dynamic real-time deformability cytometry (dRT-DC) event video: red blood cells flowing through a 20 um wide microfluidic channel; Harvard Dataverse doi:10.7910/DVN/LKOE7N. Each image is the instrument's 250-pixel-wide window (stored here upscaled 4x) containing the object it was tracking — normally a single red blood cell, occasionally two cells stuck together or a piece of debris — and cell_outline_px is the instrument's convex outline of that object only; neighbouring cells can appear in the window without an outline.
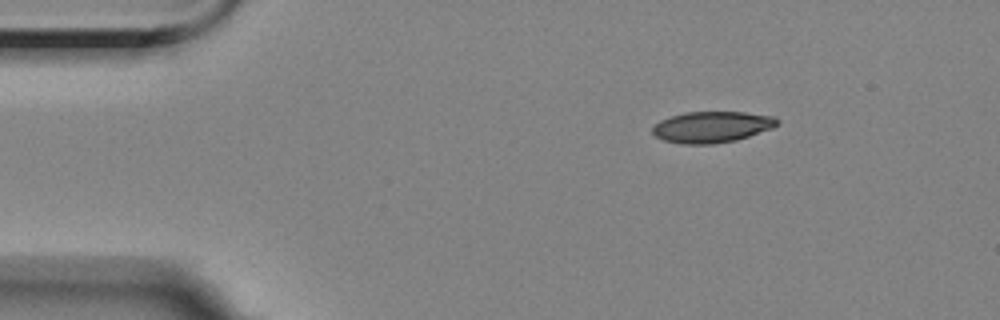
{"species": "Egyptian fruit bat (a non-hibernating species)", "species_latin": "Rousettus aegyptiacus", "temperature_condition": "room temperature", "stored_images_in_passage": 4, "camera_frame_rate_fps": 3000, "um_per_image_px": 0.085, "animal": {"sex": "female"}, "frame": {"image": 1, "passage_image": 1, "time_ms": 0.0, "image_size_px": [1000, 320], "cell_outline_px": [[780, 124], [772, 128], [736, 140], [716, 144], [684, 144], [664, 140], [656, 136], [652, 132], [652, 128], [660, 120], [684, 112], [744, 112], [776, 116], [780, 120]], "centroid_in_image_um": [60.55, 10.79], "position_along_channel_um": 24.4, "area_um2": 22.72}}
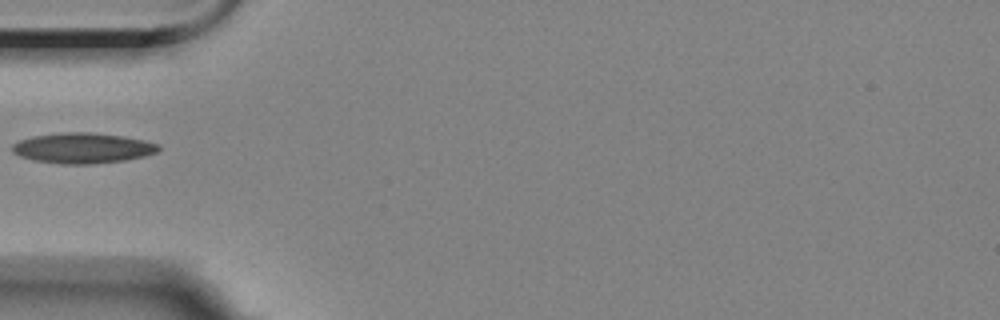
{"frame": {"image": 2, "passage_image": 4, "time_ms": 3.333, "image_size_px": [1000, 320], "cell_outline_px": [[160, 148], [156, 152], [144, 156], [124, 160], [92, 164], [60, 164], [36, 160], [20, 156], [12, 152], [12, 144], [20, 140], [32, 136], [64, 132], [92, 132], [120, 136], [144, 140], [160, 144]], "centroid_in_image_um": [7.02, 12.58], "position_along_channel_um": 78.0, "area_um2": 25.84}}